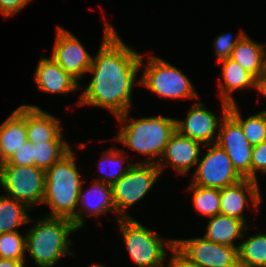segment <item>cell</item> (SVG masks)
Listing matches in <instances>:
<instances>
[{
    "mask_svg": "<svg viewBox=\"0 0 266 267\" xmlns=\"http://www.w3.org/2000/svg\"><path fill=\"white\" fill-rule=\"evenodd\" d=\"M103 26L101 44L88 70L92 78L84 88L80 84L83 91L76 103L105 108L117 118L132 109V92L140 85L142 54L121 39L105 16Z\"/></svg>",
    "mask_w": 266,
    "mask_h": 267,
    "instance_id": "6da1fadb",
    "label": "cell"
},
{
    "mask_svg": "<svg viewBox=\"0 0 266 267\" xmlns=\"http://www.w3.org/2000/svg\"><path fill=\"white\" fill-rule=\"evenodd\" d=\"M130 112L131 110L116 118L121 126L112 140L145 156L144 160L135 163L157 164L171 135L176 131V118L162 114L134 118L129 115Z\"/></svg>",
    "mask_w": 266,
    "mask_h": 267,
    "instance_id": "7a4b0ae2",
    "label": "cell"
},
{
    "mask_svg": "<svg viewBox=\"0 0 266 267\" xmlns=\"http://www.w3.org/2000/svg\"><path fill=\"white\" fill-rule=\"evenodd\" d=\"M33 223L25 233V254L36 267H54L64 256L76 257L70 236L79 230L72 220L44 215Z\"/></svg>",
    "mask_w": 266,
    "mask_h": 267,
    "instance_id": "3957f363",
    "label": "cell"
},
{
    "mask_svg": "<svg viewBox=\"0 0 266 267\" xmlns=\"http://www.w3.org/2000/svg\"><path fill=\"white\" fill-rule=\"evenodd\" d=\"M76 151L71 149L45 171L42 205H48L46 216L72 220L78 209L79 193L84 183L76 164Z\"/></svg>",
    "mask_w": 266,
    "mask_h": 267,
    "instance_id": "277c9868",
    "label": "cell"
},
{
    "mask_svg": "<svg viewBox=\"0 0 266 267\" xmlns=\"http://www.w3.org/2000/svg\"><path fill=\"white\" fill-rule=\"evenodd\" d=\"M117 224L127 254L137 267H164L166 251L175 247V238L166 240L134 217L119 218Z\"/></svg>",
    "mask_w": 266,
    "mask_h": 267,
    "instance_id": "5b68a950",
    "label": "cell"
},
{
    "mask_svg": "<svg viewBox=\"0 0 266 267\" xmlns=\"http://www.w3.org/2000/svg\"><path fill=\"white\" fill-rule=\"evenodd\" d=\"M144 54L141 56L140 86L149 89L153 94L166 99H199L198 91L193 83L180 69L159 56L148 55L145 63ZM145 63V64H144ZM145 65V66H144ZM197 91V92H196Z\"/></svg>",
    "mask_w": 266,
    "mask_h": 267,
    "instance_id": "8992f818",
    "label": "cell"
},
{
    "mask_svg": "<svg viewBox=\"0 0 266 267\" xmlns=\"http://www.w3.org/2000/svg\"><path fill=\"white\" fill-rule=\"evenodd\" d=\"M161 176L157 164L134 163L112 187L116 218H132L128 209L145 198Z\"/></svg>",
    "mask_w": 266,
    "mask_h": 267,
    "instance_id": "52a82bcc",
    "label": "cell"
},
{
    "mask_svg": "<svg viewBox=\"0 0 266 267\" xmlns=\"http://www.w3.org/2000/svg\"><path fill=\"white\" fill-rule=\"evenodd\" d=\"M0 186L6 193L31 210L42 205L45 171L36 166L0 165Z\"/></svg>",
    "mask_w": 266,
    "mask_h": 267,
    "instance_id": "ba28073f",
    "label": "cell"
},
{
    "mask_svg": "<svg viewBox=\"0 0 266 267\" xmlns=\"http://www.w3.org/2000/svg\"><path fill=\"white\" fill-rule=\"evenodd\" d=\"M205 148L207 152L200 153L201 157L192 173L191 183L207 188L223 189L243 179L234 169L226 151L218 144H208Z\"/></svg>",
    "mask_w": 266,
    "mask_h": 267,
    "instance_id": "9c48e42d",
    "label": "cell"
},
{
    "mask_svg": "<svg viewBox=\"0 0 266 267\" xmlns=\"http://www.w3.org/2000/svg\"><path fill=\"white\" fill-rule=\"evenodd\" d=\"M175 247L198 267H240L238 247L214 243L203 236L175 239Z\"/></svg>",
    "mask_w": 266,
    "mask_h": 267,
    "instance_id": "30bf717a",
    "label": "cell"
},
{
    "mask_svg": "<svg viewBox=\"0 0 266 267\" xmlns=\"http://www.w3.org/2000/svg\"><path fill=\"white\" fill-rule=\"evenodd\" d=\"M197 101L187 111L185 120L176 118V130L204 146L214 144L218 139L220 122L228 113L229 104L221 101L222 113L217 116L205 106L204 102L202 103L200 99Z\"/></svg>",
    "mask_w": 266,
    "mask_h": 267,
    "instance_id": "8fae6325",
    "label": "cell"
},
{
    "mask_svg": "<svg viewBox=\"0 0 266 267\" xmlns=\"http://www.w3.org/2000/svg\"><path fill=\"white\" fill-rule=\"evenodd\" d=\"M51 57L78 82L86 77L93 56L72 32L57 25Z\"/></svg>",
    "mask_w": 266,
    "mask_h": 267,
    "instance_id": "7c38bea8",
    "label": "cell"
},
{
    "mask_svg": "<svg viewBox=\"0 0 266 267\" xmlns=\"http://www.w3.org/2000/svg\"><path fill=\"white\" fill-rule=\"evenodd\" d=\"M216 144L226 151L238 174L242 178L251 179L254 146L249 143L240 124L229 113L220 122Z\"/></svg>",
    "mask_w": 266,
    "mask_h": 267,
    "instance_id": "4fadbf2b",
    "label": "cell"
},
{
    "mask_svg": "<svg viewBox=\"0 0 266 267\" xmlns=\"http://www.w3.org/2000/svg\"><path fill=\"white\" fill-rule=\"evenodd\" d=\"M259 182L243 178L239 182L220 189V214L242 220L248 226L244 214L246 206L259 211L263 196ZM250 205V206H249ZM254 208V209H253Z\"/></svg>",
    "mask_w": 266,
    "mask_h": 267,
    "instance_id": "5bb4252c",
    "label": "cell"
},
{
    "mask_svg": "<svg viewBox=\"0 0 266 267\" xmlns=\"http://www.w3.org/2000/svg\"><path fill=\"white\" fill-rule=\"evenodd\" d=\"M200 142L181 135L177 130L171 135L163 155L157 163L161 175L167 168H172L178 175H187L197 166L202 151ZM194 167V168H193Z\"/></svg>",
    "mask_w": 266,
    "mask_h": 267,
    "instance_id": "9a60e30c",
    "label": "cell"
},
{
    "mask_svg": "<svg viewBox=\"0 0 266 267\" xmlns=\"http://www.w3.org/2000/svg\"><path fill=\"white\" fill-rule=\"evenodd\" d=\"M91 181L90 188L84 189L83 183L78 201V209L76 216L72 219L75 227L83 229L86 224V218H100L106 213H113L116 216V209L112 200V187L108 184ZM84 190H86L84 192Z\"/></svg>",
    "mask_w": 266,
    "mask_h": 267,
    "instance_id": "2e32d148",
    "label": "cell"
},
{
    "mask_svg": "<svg viewBox=\"0 0 266 267\" xmlns=\"http://www.w3.org/2000/svg\"><path fill=\"white\" fill-rule=\"evenodd\" d=\"M27 140L33 145L48 142H68L64 138L61 119L38 105L25 104Z\"/></svg>",
    "mask_w": 266,
    "mask_h": 267,
    "instance_id": "e0dca14e",
    "label": "cell"
},
{
    "mask_svg": "<svg viewBox=\"0 0 266 267\" xmlns=\"http://www.w3.org/2000/svg\"><path fill=\"white\" fill-rule=\"evenodd\" d=\"M33 78L37 89L50 94L69 95L80 90V83L74 79L50 56L41 55Z\"/></svg>",
    "mask_w": 266,
    "mask_h": 267,
    "instance_id": "ac0fdd59",
    "label": "cell"
},
{
    "mask_svg": "<svg viewBox=\"0 0 266 267\" xmlns=\"http://www.w3.org/2000/svg\"><path fill=\"white\" fill-rule=\"evenodd\" d=\"M219 62L222 64V68L221 78L217 79V86H219L217 95L220 96V101L229 105L236 104L234 92L255 89V78L231 58L222 59Z\"/></svg>",
    "mask_w": 266,
    "mask_h": 267,
    "instance_id": "d6986e66",
    "label": "cell"
},
{
    "mask_svg": "<svg viewBox=\"0 0 266 267\" xmlns=\"http://www.w3.org/2000/svg\"><path fill=\"white\" fill-rule=\"evenodd\" d=\"M27 141L25 104H22L0 124V164L5 163Z\"/></svg>",
    "mask_w": 266,
    "mask_h": 267,
    "instance_id": "ffe728a7",
    "label": "cell"
},
{
    "mask_svg": "<svg viewBox=\"0 0 266 267\" xmlns=\"http://www.w3.org/2000/svg\"><path fill=\"white\" fill-rule=\"evenodd\" d=\"M203 237L214 243L238 247L247 225L235 217L217 214L209 218ZM236 243V244H235ZM238 244V245H237Z\"/></svg>",
    "mask_w": 266,
    "mask_h": 267,
    "instance_id": "44dd1931",
    "label": "cell"
},
{
    "mask_svg": "<svg viewBox=\"0 0 266 267\" xmlns=\"http://www.w3.org/2000/svg\"><path fill=\"white\" fill-rule=\"evenodd\" d=\"M265 45L255 41L246 33L232 50L230 58L256 79L265 70Z\"/></svg>",
    "mask_w": 266,
    "mask_h": 267,
    "instance_id": "7402d4cb",
    "label": "cell"
},
{
    "mask_svg": "<svg viewBox=\"0 0 266 267\" xmlns=\"http://www.w3.org/2000/svg\"><path fill=\"white\" fill-rule=\"evenodd\" d=\"M125 151V152H124ZM101 158L97 165L98 172H101L98 178H93V181L102 182L112 186L118 181L125 173L128 172L130 167L135 163L129 161V152L125 149H115L110 147L101 154Z\"/></svg>",
    "mask_w": 266,
    "mask_h": 267,
    "instance_id": "603a6c76",
    "label": "cell"
},
{
    "mask_svg": "<svg viewBox=\"0 0 266 267\" xmlns=\"http://www.w3.org/2000/svg\"><path fill=\"white\" fill-rule=\"evenodd\" d=\"M28 211L33 210L5 193L0 195V234L19 231L21 226L32 223Z\"/></svg>",
    "mask_w": 266,
    "mask_h": 267,
    "instance_id": "cb8c5ba5",
    "label": "cell"
},
{
    "mask_svg": "<svg viewBox=\"0 0 266 267\" xmlns=\"http://www.w3.org/2000/svg\"><path fill=\"white\" fill-rule=\"evenodd\" d=\"M249 227L248 225L245 229L238 248L239 266L266 267V231H259L249 236L247 235Z\"/></svg>",
    "mask_w": 266,
    "mask_h": 267,
    "instance_id": "d4e9b609",
    "label": "cell"
},
{
    "mask_svg": "<svg viewBox=\"0 0 266 267\" xmlns=\"http://www.w3.org/2000/svg\"><path fill=\"white\" fill-rule=\"evenodd\" d=\"M236 104L229 105L228 113L240 124L244 135L252 146L266 140V110L254 113L248 118H243Z\"/></svg>",
    "mask_w": 266,
    "mask_h": 267,
    "instance_id": "484cf974",
    "label": "cell"
},
{
    "mask_svg": "<svg viewBox=\"0 0 266 267\" xmlns=\"http://www.w3.org/2000/svg\"><path fill=\"white\" fill-rule=\"evenodd\" d=\"M192 194V205L201 216L210 218L220 214V189L207 188L190 182L188 189Z\"/></svg>",
    "mask_w": 266,
    "mask_h": 267,
    "instance_id": "4316f807",
    "label": "cell"
},
{
    "mask_svg": "<svg viewBox=\"0 0 266 267\" xmlns=\"http://www.w3.org/2000/svg\"><path fill=\"white\" fill-rule=\"evenodd\" d=\"M70 142H48L34 145V166L46 171L73 147Z\"/></svg>",
    "mask_w": 266,
    "mask_h": 267,
    "instance_id": "83f0119b",
    "label": "cell"
},
{
    "mask_svg": "<svg viewBox=\"0 0 266 267\" xmlns=\"http://www.w3.org/2000/svg\"><path fill=\"white\" fill-rule=\"evenodd\" d=\"M25 244L26 235H23L19 231L1 233L0 258L20 261L26 267Z\"/></svg>",
    "mask_w": 266,
    "mask_h": 267,
    "instance_id": "f1b7e54d",
    "label": "cell"
},
{
    "mask_svg": "<svg viewBox=\"0 0 266 267\" xmlns=\"http://www.w3.org/2000/svg\"><path fill=\"white\" fill-rule=\"evenodd\" d=\"M245 34L246 32L241 29L240 33L235 37H233L234 34L230 32H222L219 35H216L212 44L216 60L220 61L222 59L230 58L232 50Z\"/></svg>",
    "mask_w": 266,
    "mask_h": 267,
    "instance_id": "f546056e",
    "label": "cell"
},
{
    "mask_svg": "<svg viewBox=\"0 0 266 267\" xmlns=\"http://www.w3.org/2000/svg\"><path fill=\"white\" fill-rule=\"evenodd\" d=\"M0 165L34 166V145L27 141L5 163Z\"/></svg>",
    "mask_w": 266,
    "mask_h": 267,
    "instance_id": "4dcf8cb0",
    "label": "cell"
},
{
    "mask_svg": "<svg viewBox=\"0 0 266 267\" xmlns=\"http://www.w3.org/2000/svg\"><path fill=\"white\" fill-rule=\"evenodd\" d=\"M258 172L266 175V140L253 147L251 159V180L258 182Z\"/></svg>",
    "mask_w": 266,
    "mask_h": 267,
    "instance_id": "1f68e13d",
    "label": "cell"
},
{
    "mask_svg": "<svg viewBox=\"0 0 266 267\" xmlns=\"http://www.w3.org/2000/svg\"><path fill=\"white\" fill-rule=\"evenodd\" d=\"M32 0H0V14L4 19L17 15L25 7L32 3Z\"/></svg>",
    "mask_w": 266,
    "mask_h": 267,
    "instance_id": "d6a6232c",
    "label": "cell"
},
{
    "mask_svg": "<svg viewBox=\"0 0 266 267\" xmlns=\"http://www.w3.org/2000/svg\"><path fill=\"white\" fill-rule=\"evenodd\" d=\"M171 254L165 262L164 267H198L185 257L176 247L169 251Z\"/></svg>",
    "mask_w": 266,
    "mask_h": 267,
    "instance_id": "836d02e7",
    "label": "cell"
},
{
    "mask_svg": "<svg viewBox=\"0 0 266 267\" xmlns=\"http://www.w3.org/2000/svg\"><path fill=\"white\" fill-rule=\"evenodd\" d=\"M253 91L258 92V96L262 95L266 98V70L255 79V89Z\"/></svg>",
    "mask_w": 266,
    "mask_h": 267,
    "instance_id": "e575fe53",
    "label": "cell"
},
{
    "mask_svg": "<svg viewBox=\"0 0 266 267\" xmlns=\"http://www.w3.org/2000/svg\"><path fill=\"white\" fill-rule=\"evenodd\" d=\"M0 267H25V265L20 261L0 258Z\"/></svg>",
    "mask_w": 266,
    "mask_h": 267,
    "instance_id": "d590c367",
    "label": "cell"
},
{
    "mask_svg": "<svg viewBox=\"0 0 266 267\" xmlns=\"http://www.w3.org/2000/svg\"><path fill=\"white\" fill-rule=\"evenodd\" d=\"M87 267H106V266L104 264L97 263V264H91L90 266H87Z\"/></svg>",
    "mask_w": 266,
    "mask_h": 267,
    "instance_id": "8d00e7d4",
    "label": "cell"
}]
</instances>
